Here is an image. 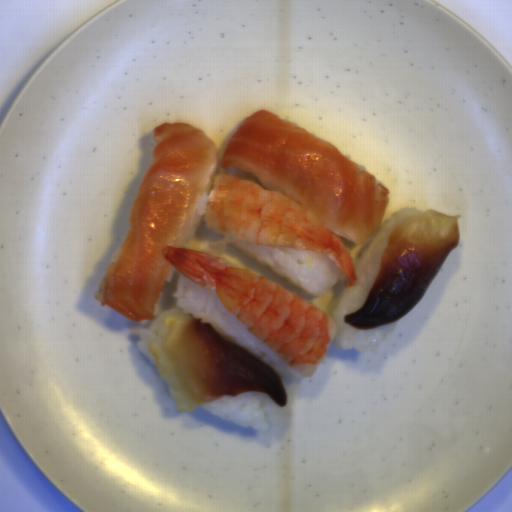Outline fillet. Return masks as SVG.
<instances>
[{"label":"fillet","instance_id":"obj_1","mask_svg":"<svg viewBox=\"0 0 512 512\" xmlns=\"http://www.w3.org/2000/svg\"><path fill=\"white\" fill-rule=\"evenodd\" d=\"M152 136V163L134 198L125 241L94 295L136 323L156 320L173 267L162 249L186 244L219 157L212 139L190 123L165 122Z\"/></svg>","mask_w":512,"mask_h":512},{"label":"fillet","instance_id":"obj_2","mask_svg":"<svg viewBox=\"0 0 512 512\" xmlns=\"http://www.w3.org/2000/svg\"><path fill=\"white\" fill-rule=\"evenodd\" d=\"M252 172L338 235L362 244L380 227L390 191L344 155L277 114L257 110L226 147L220 169Z\"/></svg>","mask_w":512,"mask_h":512},{"label":"fillet","instance_id":"obj_4","mask_svg":"<svg viewBox=\"0 0 512 512\" xmlns=\"http://www.w3.org/2000/svg\"><path fill=\"white\" fill-rule=\"evenodd\" d=\"M461 216L428 209L403 220L387 239L364 304L345 314L344 323L367 330L394 323L412 310L457 248Z\"/></svg>","mask_w":512,"mask_h":512},{"label":"fillet","instance_id":"obj_3","mask_svg":"<svg viewBox=\"0 0 512 512\" xmlns=\"http://www.w3.org/2000/svg\"><path fill=\"white\" fill-rule=\"evenodd\" d=\"M156 373L170 391L179 413L224 397L260 391L286 407L284 382L277 371L224 338L202 317L188 313L165 317L147 344Z\"/></svg>","mask_w":512,"mask_h":512}]
</instances>
